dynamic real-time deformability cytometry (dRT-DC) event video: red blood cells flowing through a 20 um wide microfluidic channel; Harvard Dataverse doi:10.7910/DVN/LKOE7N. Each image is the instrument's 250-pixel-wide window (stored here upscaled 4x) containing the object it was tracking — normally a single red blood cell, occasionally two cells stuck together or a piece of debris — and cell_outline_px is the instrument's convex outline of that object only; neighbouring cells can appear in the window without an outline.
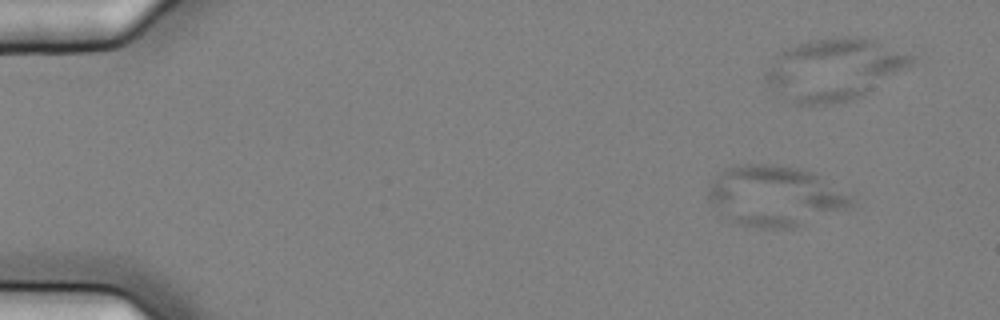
{"species": "common noctule bat (a hibernating species)", "species_latin": "Nyctalus noctula", "temperature_condition": "cold", "stored_images_in_passage": 6, "camera_frame_rate_fps": 3000, "um_per_image_px": 0.085, "animal": {"sex": "female", "body_mass_g": 25.1}, "frame": {"image": 1, "passage_image": 2, "time_ms": 0.333, "image_size_px": [1000, 320], "cell_outline_px": [[852, 204], [844, 208], [792, 228], [760, 228], [740, 224], [720, 216], [712, 208], [708, 200], [708, 184], [720, 172], [736, 164], [776, 164], [800, 168], [816, 172], [852, 196]], "centroid_in_image_um": [65.79, 16.63], "position_along_channel_um": 19.2, "area_um2": 50.58}}